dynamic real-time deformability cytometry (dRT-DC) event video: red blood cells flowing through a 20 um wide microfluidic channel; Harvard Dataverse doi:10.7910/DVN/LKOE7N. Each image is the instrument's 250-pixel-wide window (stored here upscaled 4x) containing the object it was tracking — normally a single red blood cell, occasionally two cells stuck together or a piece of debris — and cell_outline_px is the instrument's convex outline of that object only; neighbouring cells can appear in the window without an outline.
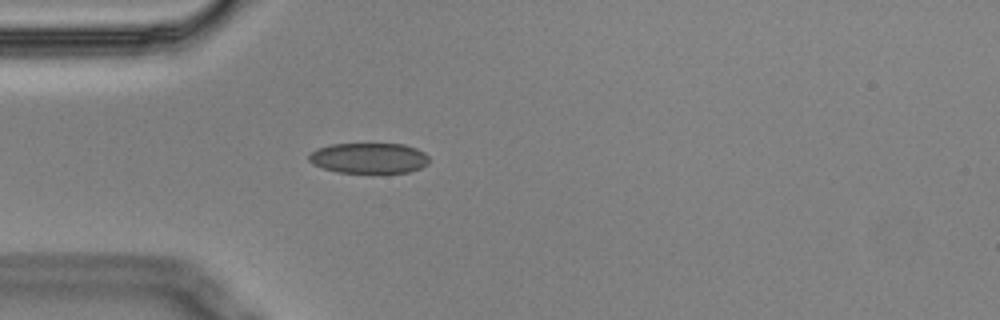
{"species": "Egyptian fruit bat (a non-hibernating species)", "species_latin": "Rousettus aegyptiacus", "temperature_condition": "cold", "stored_images_in_passage": 3, "camera_frame_rate_fps": 3000, "um_per_image_px": 0.085, "animal": {"sex": "male"}, "frame": {"image": 1, "passage_image": 3, "time_ms": 0.667, "image_size_px": [1000, 320], "cell_outline_px": [[428, 164], [420, 168], [408, 172], [336, 172], [312, 164], [308, 160], [308, 156], [316, 148], [332, 144], [404, 144], [416, 148], [424, 152], [428, 156]], "centroid_in_image_um": [31.35, 13.43], "position_along_channel_um": 53.7, "area_um2": 21.27}}